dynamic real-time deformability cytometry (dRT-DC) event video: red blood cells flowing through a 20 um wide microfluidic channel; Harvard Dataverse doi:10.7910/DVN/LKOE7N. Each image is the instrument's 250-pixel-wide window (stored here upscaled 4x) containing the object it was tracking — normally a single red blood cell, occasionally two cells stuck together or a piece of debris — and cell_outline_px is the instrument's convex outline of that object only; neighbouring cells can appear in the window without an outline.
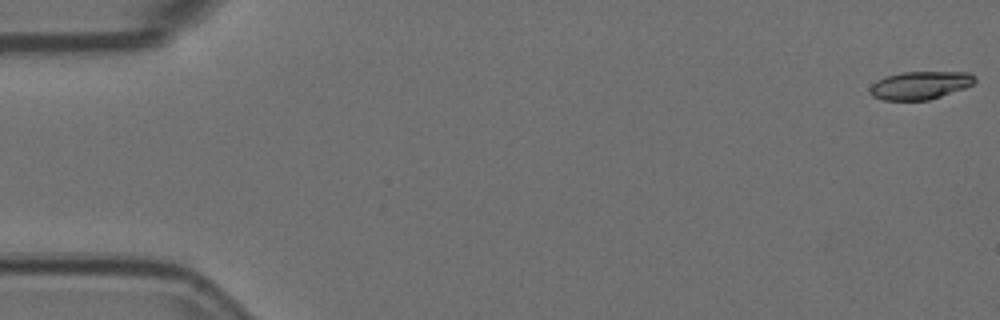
{"species": "Egyptian fruit bat (a non-hibernating species)", "species_latin": "Rousettus aegyptiacus", "temperature_condition": "room temperature", "stored_images_in_passage": 6, "camera_frame_rate_fps": 3000, "um_per_image_px": 0.085, "animal": {"sex": "female"}, "frame": {"image": 1, "passage_image": 1, "time_ms": 0.0, "image_size_px": [1000, 320], "cell_outline_px": [[976, 80], [972, 84], [964, 88], [928, 100], [884, 100], [872, 96], [868, 88], [876, 80], [884, 76], [900, 72], [968, 72], [976, 76]], "centroid_in_image_um": [78.17, 7.24], "position_along_channel_um": 6.8, "area_um2": 17.17}}
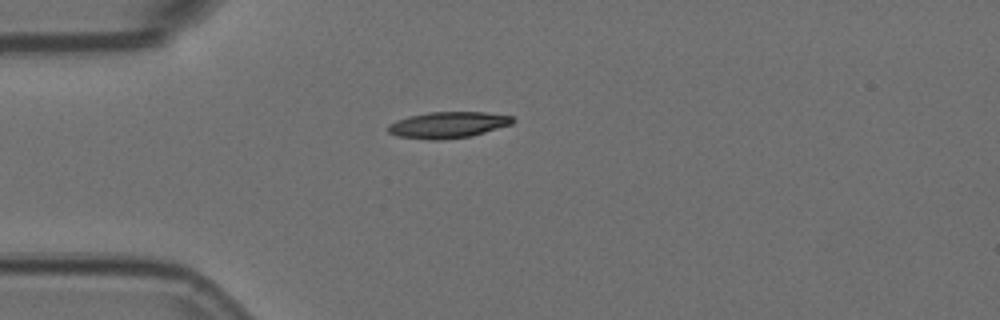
{"frame": {"image": 2, "passage_image": 5, "time_ms": 1.333, "image_size_px": [1000, 320], "cell_outline_px": [[516, 120], [512, 124], [472, 136], [440, 140], [428, 140], [396, 136], [388, 132], [388, 124], [396, 120], [408, 116], [428, 112], [484, 112], [512, 116]], "centroid_in_image_um": [38.06, 10.62], "position_along_channel_um": 46.9, "area_um2": 19.25}}